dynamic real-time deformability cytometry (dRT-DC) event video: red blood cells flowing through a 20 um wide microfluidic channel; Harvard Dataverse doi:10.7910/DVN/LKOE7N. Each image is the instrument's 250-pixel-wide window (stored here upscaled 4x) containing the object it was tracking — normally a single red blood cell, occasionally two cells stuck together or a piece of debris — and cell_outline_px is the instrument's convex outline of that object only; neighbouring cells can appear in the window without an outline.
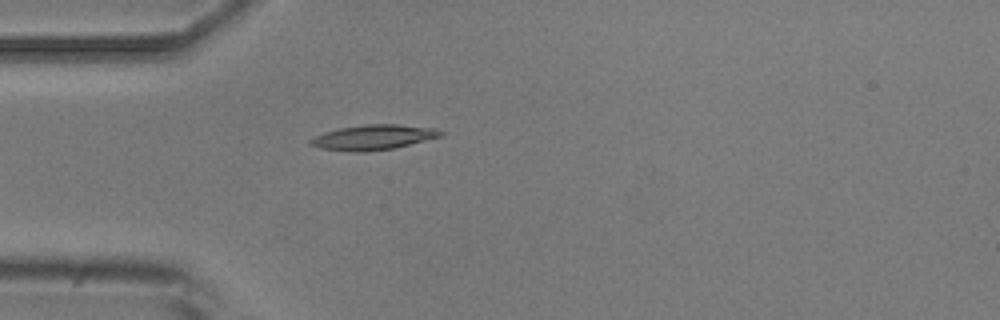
{"species": "common noctule bat (a hibernating species)", "species_latin": "Nyctalus noctula", "temperature_condition": "room temperature", "stored_images_in_passage": 1, "camera_frame_rate_fps": 3000, "um_per_image_px": 0.085, "animal": {"sex": "male", "body_mass_g": 20.5, "forearm_length_mm": 52.5}, "frame": {"image": 1, "passage_image": 1, "time_ms": 0.0, "image_size_px": [1000, 320], "cell_outline_px": [[444, 136], [392, 148], [364, 152], [352, 152], [320, 148], [308, 144], [308, 140], [324, 132], [340, 128], [364, 124], [396, 124], [436, 128], [444, 132]], "centroid_in_image_um": [31.73, 11.67], "position_along_channel_um": 53.3, "area_um2": 19.02}}